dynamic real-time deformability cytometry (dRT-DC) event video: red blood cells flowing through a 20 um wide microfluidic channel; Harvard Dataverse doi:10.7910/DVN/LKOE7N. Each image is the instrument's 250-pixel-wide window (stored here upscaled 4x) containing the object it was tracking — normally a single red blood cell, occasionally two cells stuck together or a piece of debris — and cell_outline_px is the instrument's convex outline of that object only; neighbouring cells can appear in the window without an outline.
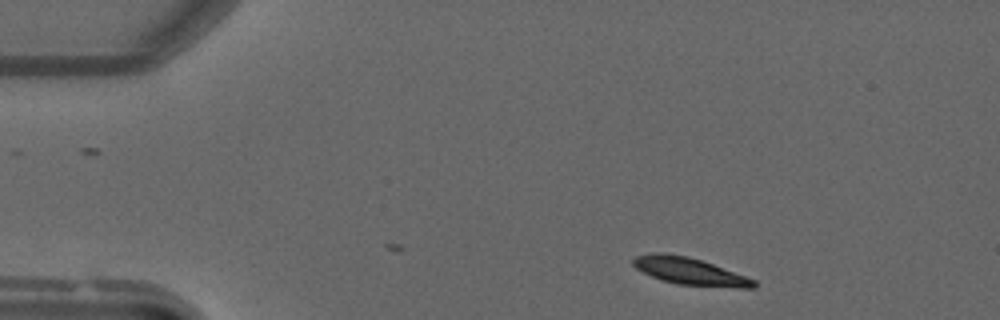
{"species": "common noctule bat (a hibernating species)", "species_latin": "Nyctalus noctula", "temperature_condition": "warm", "stored_images_in_passage": 40, "camera_frame_rate_fps": 3000, "um_per_image_px": 0.085, "animal": {"sex": "male", "forearm_length_mm": 52.5}, "frame": {"image": 1, "passage_image": 1, "time_ms": 0.0, "image_size_px": [1000, 320], "cell_outline_px": [[756, 288], [736, 288], [676, 284], [660, 280], [636, 268], [632, 264], [632, 260], [636, 256], [652, 252], [664, 252], [688, 256], [712, 264], [756, 280]], "centroid_in_image_um": [58.61, 23.06], "position_along_channel_um": 26.4, "area_um2": 19.13}}
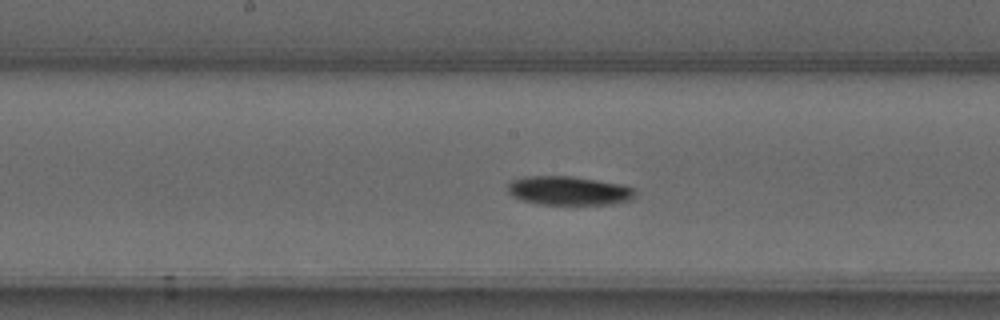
{"frame": {"image": 2, "passage_image": 19, "time_ms": 6.0, "image_size_px": [1000, 320], "cell_outline_px": [[636, 196], [632, 200], [612, 204], [540, 204], [520, 200], [512, 196], [508, 192], [508, 184], [512, 180], [524, 176], [572, 176], [620, 184], [632, 188], [636, 192]], "centroid_in_image_um": [48.34, 16.21], "position_along_channel_um": 199.9, "area_um2": 21.5}}
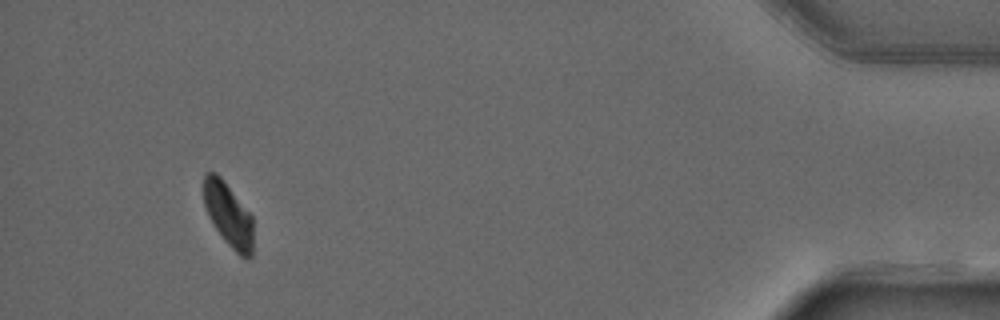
{"frame": {"image": 3, "passage_image": 40, "time_ms": 13.0, "image_size_px": [1000, 320], "cell_outline_px": [[252, 256], [248, 260], [244, 260], [224, 240], [208, 216], [204, 204], [204, 172], [216, 172], [220, 176], [252, 216]], "centroid_in_image_um": [19.41, 18.27], "position_along_channel_um": 415.8, "area_um2": 18.26}}